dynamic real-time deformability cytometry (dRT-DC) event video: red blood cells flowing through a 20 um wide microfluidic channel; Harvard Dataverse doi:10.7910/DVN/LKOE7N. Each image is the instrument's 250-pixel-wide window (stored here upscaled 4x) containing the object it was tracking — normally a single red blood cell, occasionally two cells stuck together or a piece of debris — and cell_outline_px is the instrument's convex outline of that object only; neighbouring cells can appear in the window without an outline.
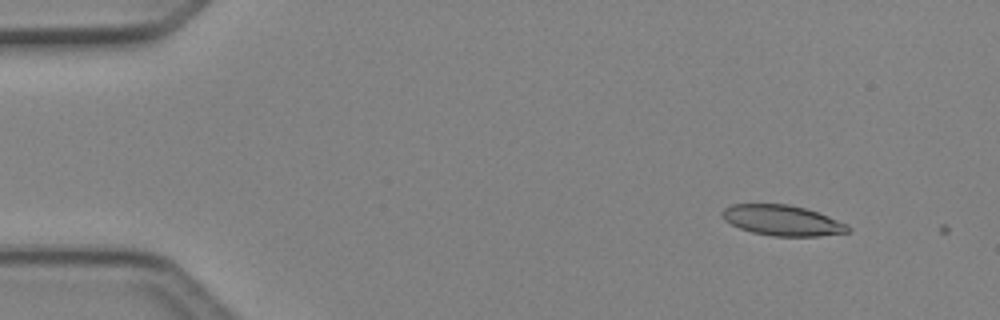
{"species": "Egyptian fruit bat (a non-hibernating species)", "species_latin": "Rousettus aegyptiacus", "temperature_condition": "cold", "stored_images_in_passage": 2, "camera_frame_rate_fps": 3000, "um_per_image_px": 0.085, "animal": {"sex": "female"}, "frame": {"image": 1, "passage_image": 1, "time_ms": 0.0, "image_size_px": [1000, 320], "cell_outline_px": [[852, 228], [848, 232], [820, 236], [772, 236], [752, 232], [740, 228], [724, 220], [720, 212], [724, 208], [732, 204], [788, 204], [804, 208], [828, 216], [848, 224]], "centroid_in_image_um": [66.5, 18.73], "position_along_channel_um": 18.5, "area_um2": 22.31}}